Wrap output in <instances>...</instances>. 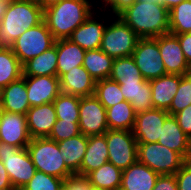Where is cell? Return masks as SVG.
Listing matches in <instances>:
<instances>
[{"mask_svg": "<svg viewBox=\"0 0 191 190\" xmlns=\"http://www.w3.org/2000/svg\"><path fill=\"white\" fill-rule=\"evenodd\" d=\"M106 141L108 162L124 170L138 161L137 141L132 131L108 129Z\"/></svg>", "mask_w": 191, "mask_h": 190, "instance_id": "9", "label": "cell"}, {"mask_svg": "<svg viewBox=\"0 0 191 190\" xmlns=\"http://www.w3.org/2000/svg\"><path fill=\"white\" fill-rule=\"evenodd\" d=\"M108 162L106 133L88 137V145L77 175L87 176L93 170Z\"/></svg>", "mask_w": 191, "mask_h": 190, "instance_id": "23", "label": "cell"}, {"mask_svg": "<svg viewBox=\"0 0 191 190\" xmlns=\"http://www.w3.org/2000/svg\"><path fill=\"white\" fill-rule=\"evenodd\" d=\"M191 104V73L181 75L177 92L171 102L168 113L174 115Z\"/></svg>", "mask_w": 191, "mask_h": 190, "instance_id": "36", "label": "cell"}, {"mask_svg": "<svg viewBox=\"0 0 191 190\" xmlns=\"http://www.w3.org/2000/svg\"><path fill=\"white\" fill-rule=\"evenodd\" d=\"M173 35H175L178 38L183 54L185 55L186 61L189 64V66H191V33Z\"/></svg>", "mask_w": 191, "mask_h": 190, "instance_id": "43", "label": "cell"}, {"mask_svg": "<svg viewBox=\"0 0 191 190\" xmlns=\"http://www.w3.org/2000/svg\"><path fill=\"white\" fill-rule=\"evenodd\" d=\"M0 160L14 188L21 190L34 176L35 165L26 148L0 142Z\"/></svg>", "mask_w": 191, "mask_h": 190, "instance_id": "7", "label": "cell"}, {"mask_svg": "<svg viewBox=\"0 0 191 190\" xmlns=\"http://www.w3.org/2000/svg\"><path fill=\"white\" fill-rule=\"evenodd\" d=\"M123 170L110 162L90 172L86 177L89 184L103 190H113L120 187Z\"/></svg>", "mask_w": 191, "mask_h": 190, "instance_id": "29", "label": "cell"}, {"mask_svg": "<svg viewBox=\"0 0 191 190\" xmlns=\"http://www.w3.org/2000/svg\"><path fill=\"white\" fill-rule=\"evenodd\" d=\"M158 45L166 74L185 75L190 73V66L175 35L170 33L160 35Z\"/></svg>", "mask_w": 191, "mask_h": 190, "instance_id": "15", "label": "cell"}, {"mask_svg": "<svg viewBox=\"0 0 191 190\" xmlns=\"http://www.w3.org/2000/svg\"><path fill=\"white\" fill-rule=\"evenodd\" d=\"M64 179L36 171L21 190H63Z\"/></svg>", "mask_w": 191, "mask_h": 190, "instance_id": "37", "label": "cell"}, {"mask_svg": "<svg viewBox=\"0 0 191 190\" xmlns=\"http://www.w3.org/2000/svg\"><path fill=\"white\" fill-rule=\"evenodd\" d=\"M169 33H191V0H185L169 11Z\"/></svg>", "mask_w": 191, "mask_h": 190, "instance_id": "33", "label": "cell"}, {"mask_svg": "<svg viewBox=\"0 0 191 190\" xmlns=\"http://www.w3.org/2000/svg\"><path fill=\"white\" fill-rule=\"evenodd\" d=\"M26 119L31 139L49 137L57 120L53 102L30 107Z\"/></svg>", "mask_w": 191, "mask_h": 190, "instance_id": "16", "label": "cell"}, {"mask_svg": "<svg viewBox=\"0 0 191 190\" xmlns=\"http://www.w3.org/2000/svg\"><path fill=\"white\" fill-rule=\"evenodd\" d=\"M3 111L26 115L31 107L27 98L25 76L13 81L0 90Z\"/></svg>", "mask_w": 191, "mask_h": 190, "instance_id": "20", "label": "cell"}, {"mask_svg": "<svg viewBox=\"0 0 191 190\" xmlns=\"http://www.w3.org/2000/svg\"><path fill=\"white\" fill-rule=\"evenodd\" d=\"M57 48L52 46L22 65L23 76H57Z\"/></svg>", "mask_w": 191, "mask_h": 190, "instance_id": "27", "label": "cell"}, {"mask_svg": "<svg viewBox=\"0 0 191 190\" xmlns=\"http://www.w3.org/2000/svg\"><path fill=\"white\" fill-rule=\"evenodd\" d=\"M174 175L178 190H191V160L186 161Z\"/></svg>", "mask_w": 191, "mask_h": 190, "instance_id": "39", "label": "cell"}, {"mask_svg": "<svg viewBox=\"0 0 191 190\" xmlns=\"http://www.w3.org/2000/svg\"><path fill=\"white\" fill-rule=\"evenodd\" d=\"M57 48V76L60 78L74 67L82 66L86 51L70 39H58L54 44Z\"/></svg>", "mask_w": 191, "mask_h": 190, "instance_id": "25", "label": "cell"}, {"mask_svg": "<svg viewBox=\"0 0 191 190\" xmlns=\"http://www.w3.org/2000/svg\"><path fill=\"white\" fill-rule=\"evenodd\" d=\"M138 1H142V2L147 1L148 3L160 2L163 6H165L170 11L173 7L177 6L178 4H180L181 2L185 0H138Z\"/></svg>", "mask_w": 191, "mask_h": 190, "instance_id": "46", "label": "cell"}, {"mask_svg": "<svg viewBox=\"0 0 191 190\" xmlns=\"http://www.w3.org/2000/svg\"><path fill=\"white\" fill-rule=\"evenodd\" d=\"M113 190H125V189H123V188H121V187H118V188H115V189H113Z\"/></svg>", "mask_w": 191, "mask_h": 190, "instance_id": "52", "label": "cell"}, {"mask_svg": "<svg viewBox=\"0 0 191 190\" xmlns=\"http://www.w3.org/2000/svg\"><path fill=\"white\" fill-rule=\"evenodd\" d=\"M44 10L31 0H17L8 4L0 22V48L12 49L14 41L26 30L43 21Z\"/></svg>", "mask_w": 191, "mask_h": 190, "instance_id": "2", "label": "cell"}, {"mask_svg": "<svg viewBox=\"0 0 191 190\" xmlns=\"http://www.w3.org/2000/svg\"><path fill=\"white\" fill-rule=\"evenodd\" d=\"M94 15L96 14L92 12L85 22L78 26L68 38L85 51L100 48L106 27V24H104L105 19L102 18V22H97Z\"/></svg>", "mask_w": 191, "mask_h": 190, "instance_id": "19", "label": "cell"}, {"mask_svg": "<svg viewBox=\"0 0 191 190\" xmlns=\"http://www.w3.org/2000/svg\"><path fill=\"white\" fill-rule=\"evenodd\" d=\"M13 188L3 162L0 160V190Z\"/></svg>", "mask_w": 191, "mask_h": 190, "instance_id": "45", "label": "cell"}, {"mask_svg": "<svg viewBox=\"0 0 191 190\" xmlns=\"http://www.w3.org/2000/svg\"><path fill=\"white\" fill-rule=\"evenodd\" d=\"M108 129L132 131L136 112L126 100L106 109Z\"/></svg>", "mask_w": 191, "mask_h": 190, "instance_id": "28", "label": "cell"}, {"mask_svg": "<svg viewBox=\"0 0 191 190\" xmlns=\"http://www.w3.org/2000/svg\"><path fill=\"white\" fill-rule=\"evenodd\" d=\"M140 38L169 34V10L160 2L136 0L118 15Z\"/></svg>", "mask_w": 191, "mask_h": 190, "instance_id": "1", "label": "cell"}, {"mask_svg": "<svg viewBox=\"0 0 191 190\" xmlns=\"http://www.w3.org/2000/svg\"><path fill=\"white\" fill-rule=\"evenodd\" d=\"M8 4L0 1V22L3 19L4 14L6 13Z\"/></svg>", "mask_w": 191, "mask_h": 190, "instance_id": "48", "label": "cell"}, {"mask_svg": "<svg viewBox=\"0 0 191 190\" xmlns=\"http://www.w3.org/2000/svg\"><path fill=\"white\" fill-rule=\"evenodd\" d=\"M169 115L168 111L155 108L137 113L132 130L137 143L158 142L164 121Z\"/></svg>", "mask_w": 191, "mask_h": 190, "instance_id": "12", "label": "cell"}, {"mask_svg": "<svg viewBox=\"0 0 191 190\" xmlns=\"http://www.w3.org/2000/svg\"><path fill=\"white\" fill-rule=\"evenodd\" d=\"M138 162L159 175H174L186 162L178 153L158 142L137 143Z\"/></svg>", "mask_w": 191, "mask_h": 190, "instance_id": "6", "label": "cell"}, {"mask_svg": "<svg viewBox=\"0 0 191 190\" xmlns=\"http://www.w3.org/2000/svg\"><path fill=\"white\" fill-rule=\"evenodd\" d=\"M107 24L100 49L113 59L132 56L140 37L118 16Z\"/></svg>", "mask_w": 191, "mask_h": 190, "instance_id": "5", "label": "cell"}, {"mask_svg": "<svg viewBox=\"0 0 191 190\" xmlns=\"http://www.w3.org/2000/svg\"><path fill=\"white\" fill-rule=\"evenodd\" d=\"M1 2H4V3H7V4H10L14 1H17V0H0Z\"/></svg>", "mask_w": 191, "mask_h": 190, "instance_id": "50", "label": "cell"}, {"mask_svg": "<svg viewBox=\"0 0 191 190\" xmlns=\"http://www.w3.org/2000/svg\"><path fill=\"white\" fill-rule=\"evenodd\" d=\"M94 95L106 109L125 100L119 83L109 78L96 81Z\"/></svg>", "mask_w": 191, "mask_h": 190, "instance_id": "34", "label": "cell"}, {"mask_svg": "<svg viewBox=\"0 0 191 190\" xmlns=\"http://www.w3.org/2000/svg\"><path fill=\"white\" fill-rule=\"evenodd\" d=\"M158 143L191 160V139L179 127L176 118L169 115L163 124Z\"/></svg>", "mask_w": 191, "mask_h": 190, "instance_id": "17", "label": "cell"}, {"mask_svg": "<svg viewBox=\"0 0 191 190\" xmlns=\"http://www.w3.org/2000/svg\"><path fill=\"white\" fill-rule=\"evenodd\" d=\"M92 7L90 0H61L44 10L43 20L56 40L68 39L90 16Z\"/></svg>", "mask_w": 191, "mask_h": 190, "instance_id": "3", "label": "cell"}, {"mask_svg": "<svg viewBox=\"0 0 191 190\" xmlns=\"http://www.w3.org/2000/svg\"><path fill=\"white\" fill-rule=\"evenodd\" d=\"M80 97L60 93L53 101L57 119L64 121H79Z\"/></svg>", "mask_w": 191, "mask_h": 190, "instance_id": "35", "label": "cell"}, {"mask_svg": "<svg viewBox=\"0 0 191 190\" xmlns=\"http://www.w3.org/2000/svg\"><path fill=\"white\" fill-rule=\"evenodd\" d=\"M132 57L145 80L150 81L166 74L160 55L158 37L140 38Z\"/></svg>", "mask_w": 191, "mask_h": 190, "instance_id": "10", "label": "cell"}, {"mask_svg": "<svg viewBox=\"0 0 191 190\" xmlns=\"http://www.w3.org/2000/svg\"><path fill=\"white\" fill-rule=\"evenodd\" d=\"M87 190H103V189H100L99 187H95V186L90 185L89 181H88V189Z\"/></svg>", "mask_w": 191, "mask_h": 190, "instance_id": "49", "label": "cell"}, {"mask_svg": "<svg viewBox=\"0 0 191 190\" xmlns=\"http://www.w3.org/2000/svg\"><path fill=\"white\" fill-rule=\"evenodd\" d=\"M88 179L86 176L74 174L63 182V190H87Z\"/></svg>", "mask_w": 191, "mask_h": 190, "instance_id": "41", "label": "cell"}, {"mask_svg": "<svg viewBox=\"0 0 191 190\" xmlns=\"http://www.w3.org/2000/svg\"><path fill=\"white\" fill-rule=\"evenodd\" d=\"M6 190H18V189H16V188L13 187V188L6 189Z\"/></svg>", "mask_w": 191, "mask_h": 190, "instance_id": "53", "label": "cell"}, {"mask_svg": "<svg viewBox=\"0 0 191 190\" xmlns=\"http://www.w3.org/2000/svg\"><path fill=\"white\" fill-rule=\"evenodd\" d=\"M59 80L61 92L64 94L79 97L94 95L96 80L83 66L72 68Z\"/></svg>", "mask_w": 191, "mask_h": 190, "instance_id": "18", "label": "cell"}, {"mask_svg": "<svg viewBox=\"0 0 191 190\" xmlns=\"http://www.w3.org/2000/svg\"><path fill=\"white\" fill-rule=\"evenodd\" d=\"M109 79L121 82H141L144 78L132 56L114 59Z\"/></svg>", "mask_w": 191, "mask_h": 190, "instance_id": "32", "label": "cell"}, {"mask_svg": "<svg viewBox=\"0 0 191 190\" xmlns=\"http://www.w3.org/2000/svg\"><path fill=\"white\" fill-rule=\"evenodd\" d=\"M36 171L66 179L74 173L66 166L61 157L58 143L48 137L33 138L26 147Z\"/></svg>", "mask_w": 191, "mask_h": 190, "instance_id": "4", "label": "cell"}, {"mask_svg": "<svg viewBox=\"0 0 191 190\" xmlns=\"http://www.w3.org/2000/svg\"><path fill=\"white\" fill-rule=\"evenodd\" d=\"M30 140L26 115L2 111L0 117V142L18 148H26Z\"/></svg>", "mask_w": 191, "mask_h": 190, "instance_id": "13", "label": "cell"}, {"mask_svg": "<svg viewBox=\"0 0 191 190\" xmlns=\"http://www.w3.org/2000/svg\"><path fill=\"white\" fill-rule=\"evenodd\" d=\"M135 1L136 0H105V5H102V7L106 8L107 6H110L109 8L112 10L111 12L114 14V16H117L120 12H122Z\"/></svg>", "mask_w": 191, "mask_h": 190, "instance_id": "44", "label": "cell"}, {"mask_svg": "<svg viewBox=\"0 0 191 190\" xmlns=\"http://www.w3.org/2000/svg\"><path fill=\"white\" fill-rule=\"evenodd\" d=\"M119 85L136 114L153 109L150 81L143 79L141 82H121Z\"/></svg>", "mask_w": 191, "mask_h": 190, "instance_id": "24", "label": "cell"}, {"mask_svg": "<svg viewBox=\"0 0 191 190\" xmlns=\"http://www.w3.org/2000/svg\"><path fill=\"white\" fill-rule=\"evenodd\" d=\"M57 143L66 166L76 174L80 170L87 149L88 137L80 133Z\"/></svg>", "mask_w": 191, "mask_h": 190, "instance_id": "26", "label": "cell"}, {"mask_svg": "<svg viewBox=\"0 0 191 190\" xmlns=\"http://www.w3.org/2000/svg\"><path fill=\"white\" fill-rule=\"evenodd\" d=\"M56 39L47 28L45 21L31 27L22 33L15 41L13 53L23 65L29 59L34 58L54 46Z\"/></svg>", "mask_w": 191, "mask_h": 190, "instance_id": "8", "label": "cell"}, {"mask_svg": "<svg viewBox=\"0 0 191 190\" xmlns=\"http://www.w3.org/2000/svg\"><path fill=\"white\" fill-rule=\"evenodd\" d=\"M2 111H3V109H2V104H1V100H0V117H1Z\"/></svg>", "mask_w": 191, "mask_h": 190, "instance_id": "51", "label": "cell"}, {"mask_svg": "<svg viewBox=\"0 0 191 190\" xmlns=\"http://www.w3.org/2000/svg\"><path fill=\"white\" fill-rule=\"evenodd\" d=\"M181 75L165 74L150 80L152 104L155 109L168 111L177 92Z\"/></svg>", "mask_w": 191, "mask_h": 190, "instance_id": "22", "label": "cell"}, {"mask_svg": "<svg viewBox=\"0 0 191 190\" xmlns=\"http://www.w3.org/2000/svg\"><path fill=\"white\" fill-rule=\"evenodd\" d=\"M153 190H178L175 175H159Z\"/></svg>", "mask_w": 191, "mask_h": 190, "instance_id": "42", "label": "cell"}, {"mask_svg": "<svg viewBox=\"0 0 191 190\" xmlns=\"http://www.w3.org/2000/svg\"><path fill=\"white\" fill-rule=\"evenodd\" d=\"M25 84L31 107L52 103L61 93L58 76H25Z\"/></svg>", "mask_w": 191, "mask_h": 190, "instance_id": "14", "label": "cell"}, {"mask_svg": "<svg viewBox=\"0 0 191 190\" xmlns=\"http://www.w3.org/2000/svg\"><path fill=\"white\" fill-rule=\"evenodd\" d=\"M159 174L136 162L123 170L120 187L125 190H153Z\"/></svg>", "mask_w": 191, "mask_h": 190, "instance_id": "21", "label": "cell"}, {"mask_svg": "<svg viewBox=\"0 0 191 190\" xmlns=\"http://www.w3.org/2000/svg\"><path fill=\"white\" fill-rule=\"evenodd\" d=\"M113 61V58L99 48L86 51L82 66L98 81L109 78Z\"/></svg>", "mask_w": 191, "mask_h": 190, "instance_id": "30", "label": "cell"}, {"mask_svg": "<svg viewBox=\"0 0 191 190\" xmlns=\"http://www.w3.org/2000/svg\"><path fill=\"white\" fill-rule=\"evenodd\" d=\"M22 75V64L12 49L0 48V90Z\"/></svg>", "mask_w": 191, "mask_h": 190, "instance_id": "31", "label": "cell"}, {"mask_svg": "<svg viewBox=\"0 0 191 190\" xmlns=\"http://www.w3.org/2000/svg\"><path fill=\"white\" fill-rule=\"evenodd\" d=\"M79 130L83 135H103L108 130L106 108L95 95L80 97Z\"/></svg>", "mask_w": 191, "mask_h": 190, "instance_id": "11", "label": "cell"}, {"mask_svg": "<svg viewBox=\"0 0 191 190\" xmlns=\"http://www.w3.org/2000/svg\"><path fill=\"white\" fill-rule=\"evenodd\" d=\"M61 0H36L37 4L43 9H47L57 3H59Z\"/></svg>", "mask_w": 191, "mask_h": 190, "instance_id": "47", "label": "cell"}, {"mask_svg": "<svg viewBox=\"0 0 191 190\" xmlns=\"http://www.w3.org/2000/svg\"><path fill=\"white\" fill-rule=\"evenodd\" d=\"M173 116L182 131L191 139V104Z\"/></svg>", "mask_w": 191, "mask_h": 190, "instance_id": "40", "label": "cell"}, {"mask_svg": "<svg viewBox=\"0 0 191 190\" xmlns=\"http://www.w3.org/2000/svg\"><path fill=\"white\" fill-rule=\"evenodd\" d=\"M78 123L79 121L57 119L48 138L59 142L74 137L80 134Z\"/></svg>", "mask_w": 191, "mask_h": 190, "instance_id": "38", "label": "cell"}]
</instances>
